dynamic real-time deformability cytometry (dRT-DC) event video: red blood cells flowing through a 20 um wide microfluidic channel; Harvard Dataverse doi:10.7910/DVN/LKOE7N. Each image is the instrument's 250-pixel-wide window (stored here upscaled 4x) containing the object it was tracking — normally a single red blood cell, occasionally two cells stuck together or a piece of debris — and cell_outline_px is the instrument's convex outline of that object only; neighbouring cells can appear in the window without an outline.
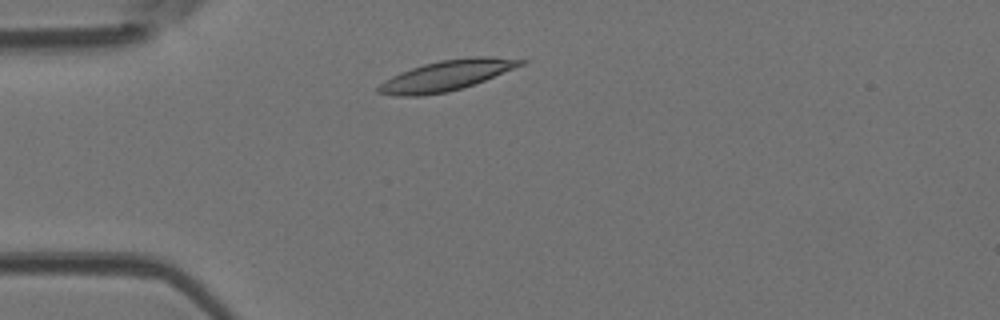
{"species": "Egyptian fruit bat (a non-hibernating species)", "species_latin": "Rousettus aegyptiacus", "temperature_condition": "room temperature", "stored_images_in_passage": 2, "camera_frame_rate_fps": 3000, "um_per_image_px": 0.085, "animal": {"sex": "female"}, "frame": {"image": 1, "passage_image": 2, "time_ms": 0.333, "image_size_px": [1000, 320], "cell_outline_px": [[528, 60], [524, 64], [484, 80], [448, 92], [420, 96], [396, 96], [376, 92], [376, 88], [384, 80], [400, 72], [424, 64], [440, 60], [472, 56], [492, 56]], "centroid_in_image_um": [37.93, 6.41], "position_along_channel_um": 47.1, "area_um2": 25.03}}